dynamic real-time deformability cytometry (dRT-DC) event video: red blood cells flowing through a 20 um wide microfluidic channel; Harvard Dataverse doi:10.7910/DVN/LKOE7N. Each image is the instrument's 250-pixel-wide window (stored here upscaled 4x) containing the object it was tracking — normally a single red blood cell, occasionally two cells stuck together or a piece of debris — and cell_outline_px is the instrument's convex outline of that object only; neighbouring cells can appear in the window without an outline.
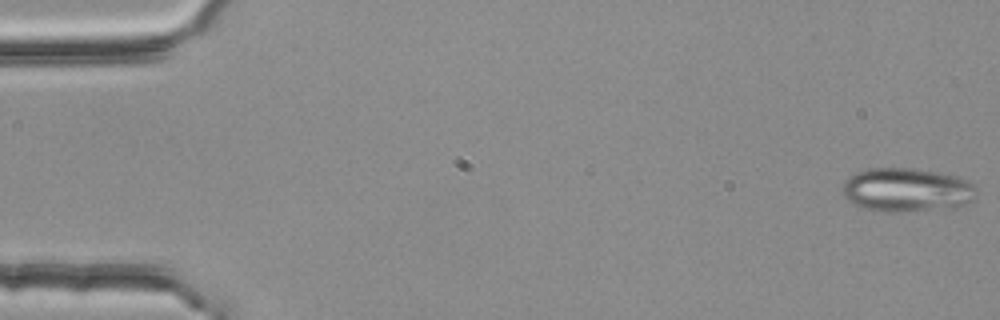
{"species": "common noctule bat (a hibernating species)", "species_latin": "Nyctalus noctula", "temperature_condition": "room temperature", "stored_images_in_passage": 3, "camera_frame_rate_fps": 3000, "um_per_image_px": 0.085, "animal": {"sex": "female", "body_mass_g": 25.1}, "frame": {"image": 1, "passage_image": 1, "time_ms": 0.0, "image_size_px": [1000, 320], "cell_outline_px": [[976, 196], [968, 204], [956, 208], [904, 212], [888, 212], [864, 208], [848, 200], [844, 196], [844, 180], [856, 172], [868, 168], [904, 168], [936, 172], [956, 176], [972, 184], [976, 188]], "centroid_in_image_um": [77.1, 16.16], "position_along_channel_um": 7.9, "area_um2": 34.22}}